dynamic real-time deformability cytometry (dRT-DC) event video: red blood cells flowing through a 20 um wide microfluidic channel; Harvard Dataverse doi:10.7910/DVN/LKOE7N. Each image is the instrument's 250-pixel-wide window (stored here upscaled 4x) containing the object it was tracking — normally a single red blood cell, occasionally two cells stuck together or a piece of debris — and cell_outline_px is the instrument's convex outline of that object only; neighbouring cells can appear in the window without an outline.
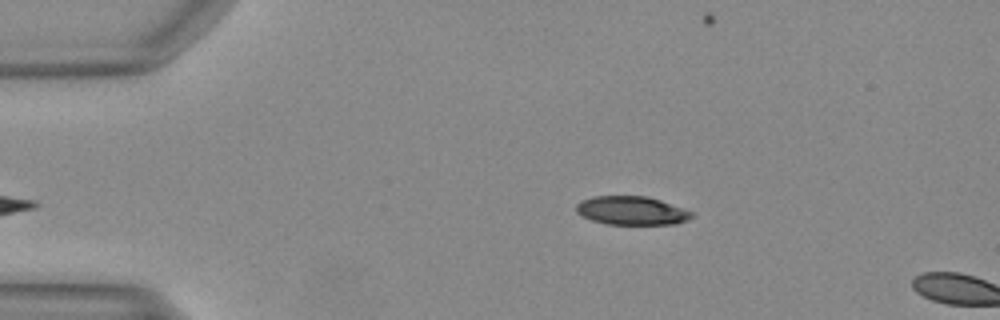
{"species": "Egyptian fruit bat (a non-hibernating species)", "species_latin": "Rousettus aegyptiacus", "temperature_condition": "warm", "stored_images_in_passage": 4, "camera_frame_rate_fps": 3000, "um_per_image_px": 0.085, "animal": {"sex": "female"}, "frame": {"image": 1, "passage_image": 2, "time_ms": 0.333, "image_size_px": [1000, 320], "cell_outline_px": [[692, 216], [688, 220], [676, 224], [608, 224], [592, 220], [576, 212], [576, 204], [592, 196], [648, 196], [660, 200], [692, 212]], "centroid_in_image_um": [53.68, 17.9], "position_along_channel_um": 31.3, "area_um2": 19.02}}